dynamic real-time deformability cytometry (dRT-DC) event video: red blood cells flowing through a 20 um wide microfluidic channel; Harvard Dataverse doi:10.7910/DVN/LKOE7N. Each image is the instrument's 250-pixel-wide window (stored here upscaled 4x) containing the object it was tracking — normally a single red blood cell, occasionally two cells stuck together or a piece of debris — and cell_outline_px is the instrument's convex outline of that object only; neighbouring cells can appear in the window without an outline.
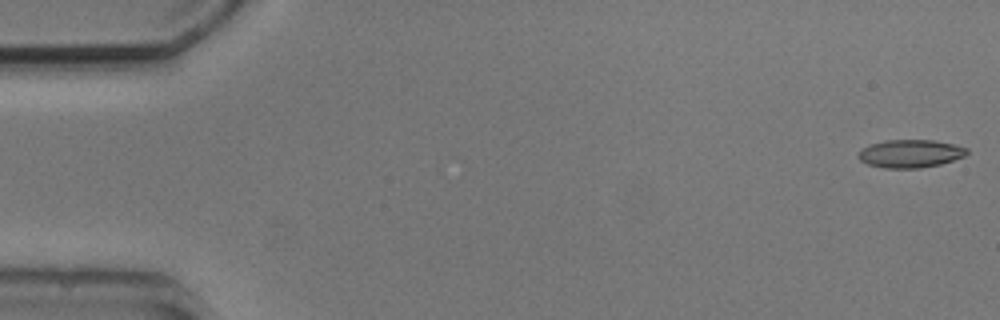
{"species": "common noctule bat (a hibernating species)", "species_latin": "Nyctalus noctula", "temperature_condition": "cold", "stored_images_in_passage": 6, "camera_frame_rate_fps": 3000, "um_per_image_px": 0.085, "animal": {"sex": "male", "body_mass_g": 20.5, "forearm_length_mm": 52.5}, "frame": {"image": 1, "passage_image": 1, "time_ms": 0.0, "image_size_px": [1000, 320], "cell_outline_px": [[968, 152], [964, 156], [940, 164], [920, 168], [884, 168], [868, 164], [860, 160], [856, 156], [868, 144], [884, 140], [936, 140], [968, 148]], "centroid_in_image_um": [77.36, 13.05], "position_along_channel_um": 7.6, "area_um2": 17.69}}